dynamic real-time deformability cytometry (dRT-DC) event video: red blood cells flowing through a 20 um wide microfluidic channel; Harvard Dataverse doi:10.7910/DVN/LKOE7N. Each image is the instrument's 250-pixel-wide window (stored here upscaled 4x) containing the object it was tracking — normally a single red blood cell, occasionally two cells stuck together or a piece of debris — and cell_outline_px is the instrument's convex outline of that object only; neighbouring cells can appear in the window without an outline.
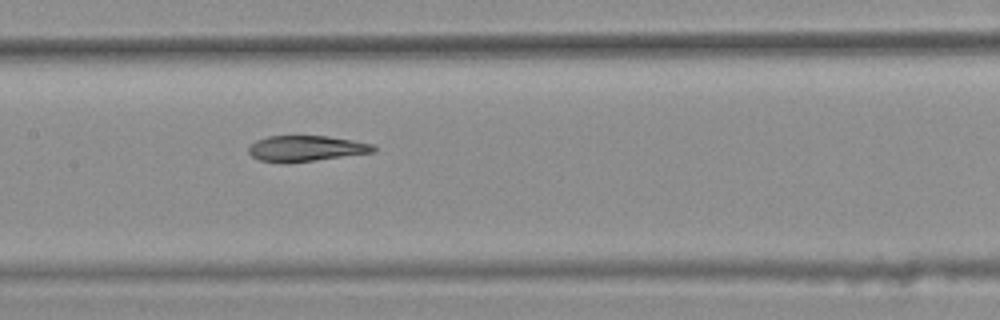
{"species": "common noctule bat (a hibernating species)", "species_latin": "Nyctalus noctula", "temperature_condition": "warm", "stored_images_in_passage": 9, "segment_of_instrument_passage": [1, 2], "camera_frame_rate_fps": 3000, "um_per_image_px": 0.085, "animal": {"sex": "female", "body_mass_g": 25.1}, "frame": {"image": 1, "passage_image": 8, "time_ms": 2.333, "image_size_px": [1000, 320], "cell_outline_px": [[376, 148], [372, 152], [316, 160], [284, 164], [260, 160], [252, 156], [248, 152], [248, 148], [256, 140], [268, 136], [328, 136], [352, 140], [372, 144]], "centroid_in_image_um": [25.95, 12.62], "position_along_channel_um": 181.4, "area_um2": 18.67}}